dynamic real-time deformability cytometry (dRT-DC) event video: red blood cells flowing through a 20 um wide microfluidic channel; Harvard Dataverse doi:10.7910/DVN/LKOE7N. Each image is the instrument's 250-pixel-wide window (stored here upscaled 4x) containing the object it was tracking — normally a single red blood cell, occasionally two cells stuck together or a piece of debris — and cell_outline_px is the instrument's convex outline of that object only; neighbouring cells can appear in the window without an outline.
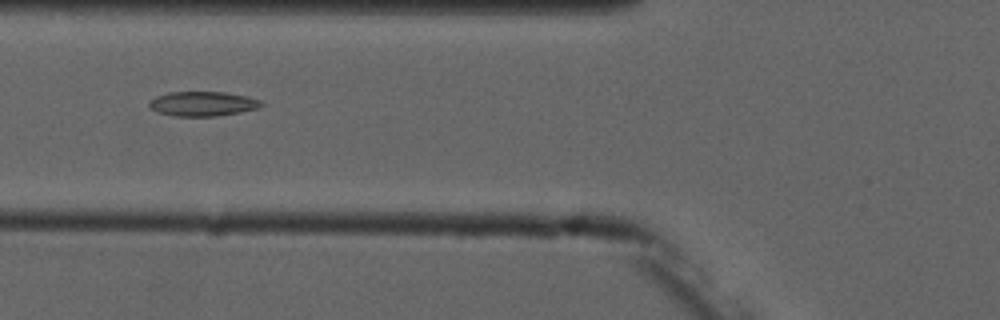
{"species": "common noctule bat (a hibernating species)", "species_latin": "Nyctalus noctula", "temperature_condition": "cold", "stored_images_in_passage": 3, "camera_frame_rate_fps": 3000, "um_per_image_px": 0.085, "animal": {"sex": "male", "forearm_length_mm": 52.5}, "frame": {"image": 1, "passage_image": 2, "time_ms": 1.333, "image_size_px": [1000, 320], "cell_outline_px": [[264, 104], [260, 108], [240, 112], [216, 116], [172, 116], [156, 112], [148, 104], [156, 96], [168, 92], [224, 92], [248, 96], [260, 100]], "centroid_in_image_um": [17.25, 8.82], "position_along_channel_um": 108.5, "area_um2": 16.13}}
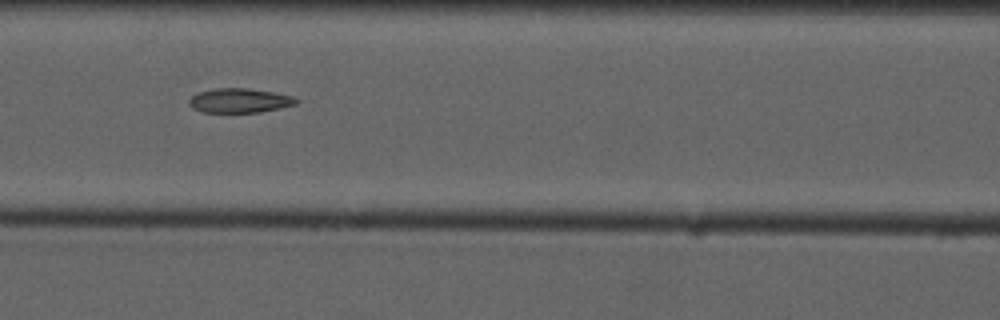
{"frame": {"image": 2, "passage_image": 3, "time_ms": 2.333, "image_size_px": [1000, 320], "cell_outline_px": [[300, 100], [296, 104], [280, 108], [260, 112], [200, 112], [192, 108], [188, 104], [188, 100], [192, 96], [200, 92], [216, 88], [248, 88], [272, 92], [292, 96]], "centroid_in_image_um": [20.35, 8.55], "position_along_channel_um": 146.3, "area_um2": 15.2}}